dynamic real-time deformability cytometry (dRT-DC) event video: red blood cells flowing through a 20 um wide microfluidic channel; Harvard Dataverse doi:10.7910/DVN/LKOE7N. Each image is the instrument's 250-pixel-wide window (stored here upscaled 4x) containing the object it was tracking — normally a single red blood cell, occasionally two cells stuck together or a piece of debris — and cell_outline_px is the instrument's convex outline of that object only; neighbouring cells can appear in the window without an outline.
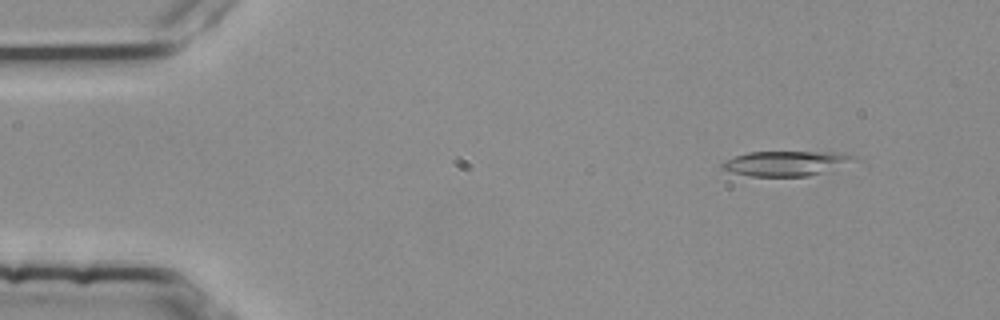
{"species": "common noctule bat (a hibernating species)", "species_latin": "Nyctalus noctula", "temperature_condition": "room temperature", "stored_images_in_passage": 3, "camera_frame_rate_fps": 3000, "um_per_image_px": 0.085, "animal": {"sex": "female", "body_mass_g": 25.1}, "frame": {"image": 1, "passage_image": 1, "time_ms": 0.0, "image_size_px": [1000, 320], "cell_outline_px": [[856, 156], [832, 172], [808, 176], [748, 176], [720, 168], [720, 164], [736, 156], [748, 152], [840, 152]], "centroid_in_image_um": [66.82, 13.89], "position_along_channel_um": 18.2, "area_um2": 19.02}}